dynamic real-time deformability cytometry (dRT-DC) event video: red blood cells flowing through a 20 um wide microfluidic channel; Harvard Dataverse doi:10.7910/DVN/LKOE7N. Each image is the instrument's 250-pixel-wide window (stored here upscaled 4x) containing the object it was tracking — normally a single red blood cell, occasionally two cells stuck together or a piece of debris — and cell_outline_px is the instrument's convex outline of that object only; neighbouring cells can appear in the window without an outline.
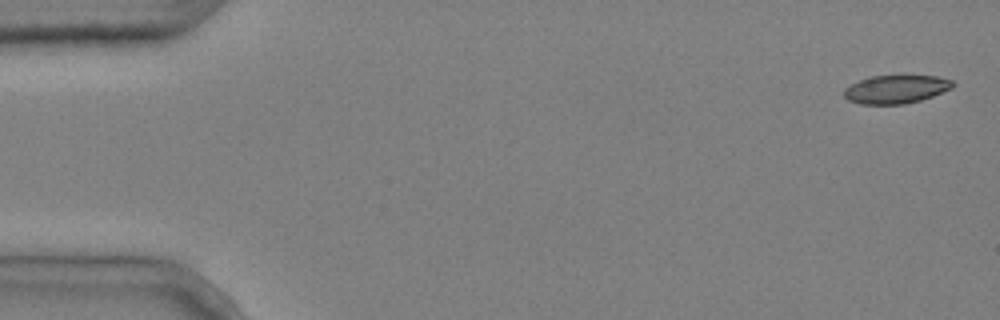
{"species": "common noctule bat (a hibernating species)", "species_latin": "Nyctalus noctula", "temperature_condition": "cold", "stored_images_in_passage": 5, "camera_frame_rate_fps": 3000, "um_per_image_px": 0.085, "animal": {"sex": "male", "body_mass_g": 20.4}, "frame": {"image": 1, "passage_image": 1, "time_ms": 0.0, "image_size_px": [1000, 320], "cell_outline_px": [[956, 84], [952, 88], [932, 96], [920, 100], [904, 104], [860, 104], [848, 100], [844, 96], [844, 88], [860, 80], [872, 76], [936, 76], [952, 80]], "centroid_in_image_um": [76.16, 7.59], "position_along_channel_um": 8.8, "area_um2": 17.8}}
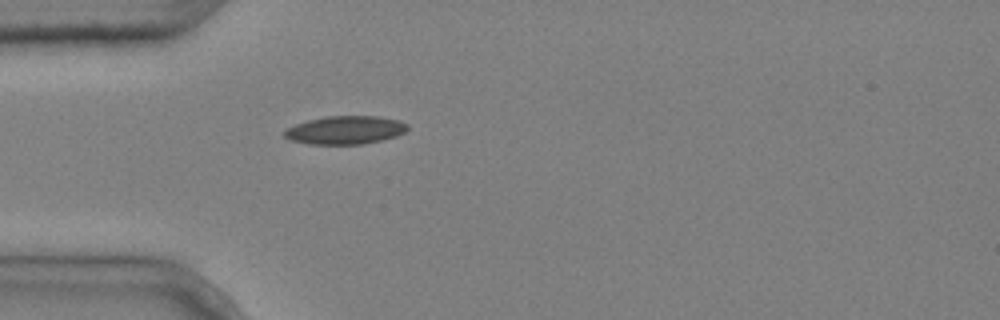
{"frame": {"image": 2, "passage_image": 5, "time_ms": 1.333, "image_size_px": [1000, 320], "cell_outline_px": [[408, 128], [404, 132], [396, 136], [364, 144], [308, 144], [288, 140], [284, 136], [284, 132], [288, 128], [296, 124], [308, 120], [328, 116], [376, 116], [400, 120], [408, 124]], "centroid_in_image_um": [29.35, 11.06], "position_along_channel_um": 55.7, "area_um2": 20.23}}